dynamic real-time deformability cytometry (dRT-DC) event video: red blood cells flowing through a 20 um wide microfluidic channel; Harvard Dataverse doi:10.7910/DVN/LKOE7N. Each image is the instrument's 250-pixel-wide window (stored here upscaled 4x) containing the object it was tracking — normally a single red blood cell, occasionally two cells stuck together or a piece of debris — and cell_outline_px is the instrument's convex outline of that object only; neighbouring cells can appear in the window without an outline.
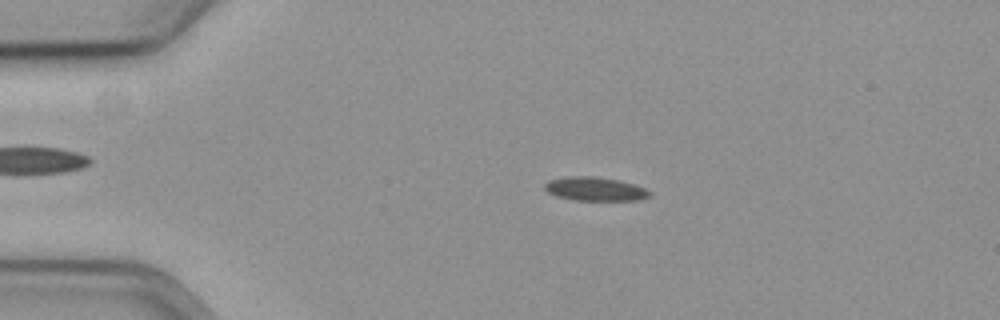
{"species": "common noctule bat (a hibernating species)", "species_latin": "Nyctalus noctula", "temperature_condition": "cold", "stored_images_in_passage": 58, "camera_frame_rate_fps": 3000, "um_per_image_px": 0.085, "animal": {"sex": "female", "body_mass_g": 19.3, "forearm_length_mm": 54.1}, "frame": {"image": 1, "passage_image": 12, "time_ms": 3.667, "image_size_px": [1000, 320], "cell_outline_px": [[652, 192], [648, 196], [636, 200], [576, 200], [556, 196], [548, 192], [544, 188], [544, 184], [548, 180], [568, 176], [596, 176], [620, 180], [644, 188]], "centroid_in_image_um": [50.54, 16.05], "position_along_channel_um": 34.5, "area_um2": 14.45}}
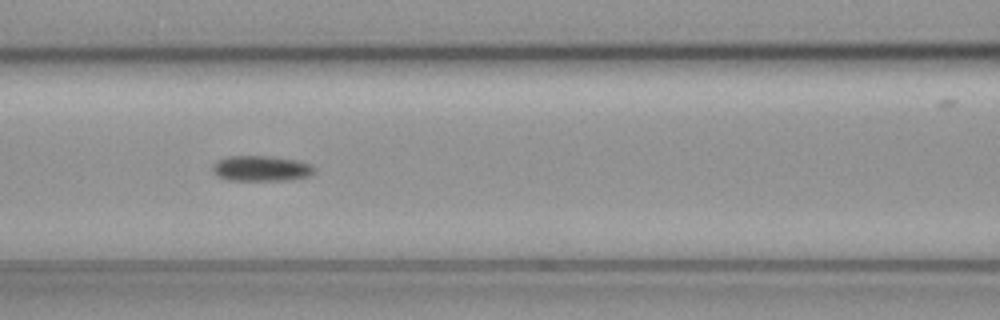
{"frame": {"image": 2, "passage_image": 25, "time_ms": 8.0, "image_size_px": [1000, 320], "cell_outline_px": [[316, 172], [312, 176], [288, 180], [228, 180], [216, 176], [212, 172], [212, 164], [220, 160], [232, 156], [264, 156], [296, 160], [312, 164], [316, 168]], "centroid_in_image_um": [22.24, 14.33], "position_along_channel_um": 144.4, "area_um2": 15.2}}
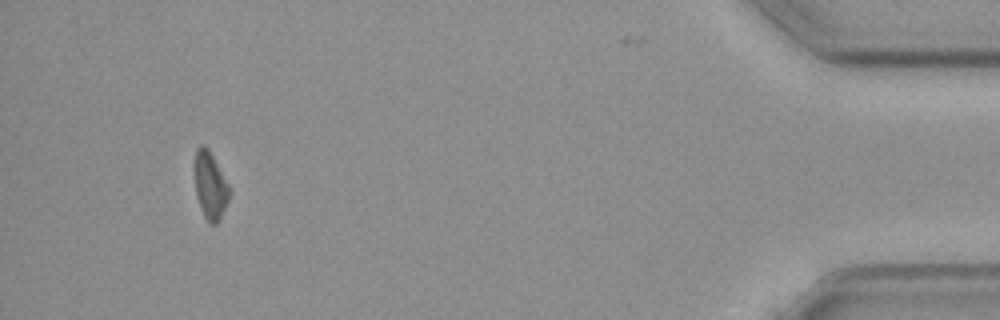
{"frame": {"image": 3, "passage_image": 54, "time_ms": 17.667, "image_size_px": [1000, 320], "cell_outline_px": [[228, 200], [220, 220], [216, 224], [212, 224], [204, 216], [200, 208], [196, 196], [192, 164], [196, 148], [200, 144], [204, 144], [208, 148], [228, 184]], "centroid_in_image_um": [17.8, 15.71], "position_along_channel_um": 417.4, "area_um2": 13.81}, "authors_computed_cell_mechanics": {"area_um2": 14.3922, "velocity_mm_per_s": 3.6045, "shape_relaxation_time_tau1_ms": 5.6674, "shape_relaxation_time_tau2_ms": null, "deformation_change_tau1": 0.066, "deformation_change_tau2": null}}